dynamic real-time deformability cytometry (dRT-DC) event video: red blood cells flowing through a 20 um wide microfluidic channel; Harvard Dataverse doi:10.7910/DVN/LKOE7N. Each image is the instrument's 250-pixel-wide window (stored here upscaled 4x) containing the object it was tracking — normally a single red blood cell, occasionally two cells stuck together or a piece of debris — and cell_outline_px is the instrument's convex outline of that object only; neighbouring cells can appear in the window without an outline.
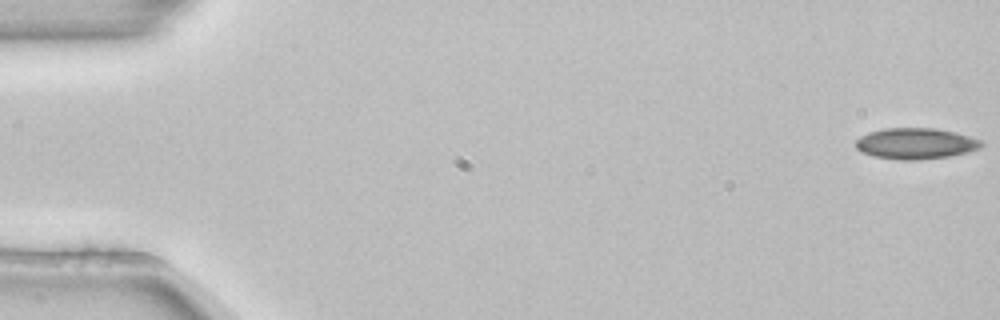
{"species": "common noctule bat (a hibernating species)", "species_latin": "Nyctalus noctula", "temperature_condition": "room temperature", "stored_images_in_passage": 54, "camera_frame_rate_fps": 3000, "um_per_image_px": 0.085, "animal": {"sex": "female", "body_mass_g": 22.7, "forearm_length_mm": 54.2}, "frame": {"image": 1, "passage_image": 1, "time_ms": 0.0, "image_size_px": [1000, 320], "cell_outline_px": [[984, 144], [980, 148], [968, 152], [948, 156], [920, 160], [904, 160], [876, 156], [864, 152], [856, 148], [856, 140], [860, 136], [868, 132], [884, 128], [936, 128], [956, 132], [984, 140]], "centroid_in_image_um": [77.89, 12.18], "position_along_channel_um": 7.1, "area_um2": 22.77}}
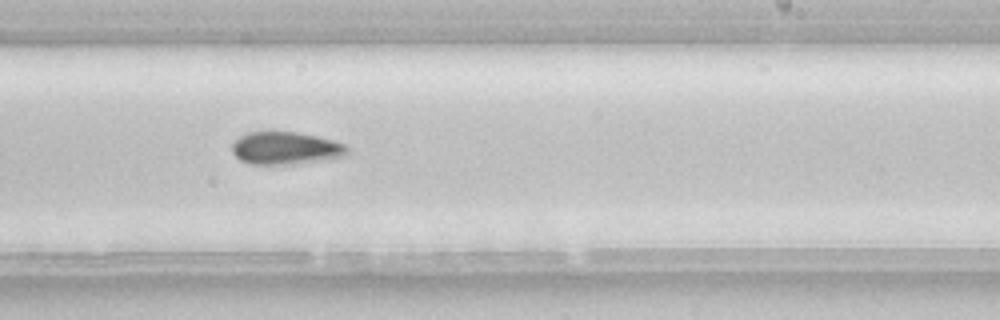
{"frame": {"image": 2, "passage_image": 33, "time_ms": 10.667, "image_size_px": [1000, 320], "cell_outline_px": [[348, 152], [344, 156], [300, 164], [252, 164], [240, 160], [232, 152], [232, 144], [240, 136], [248, 132], [296, 132], [316, 136], [332, 140], [344, 144], [348, 148]], "centroid_in_image_um": [24.27, 12.6], "position_along_channel_um": 264.7, "area_um2": 21.79}}
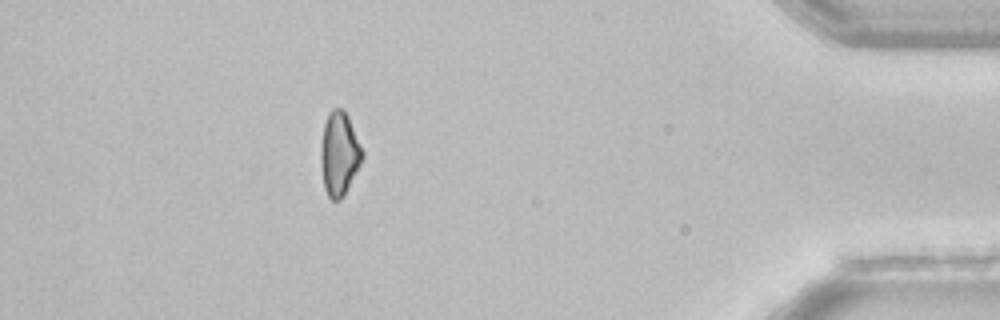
{"frame": {"image": 3, "passage_image": 48, "time_ms": 15.667, "image_size_px": [1000, 320], "cell_outline_px": [[364, 156], [344, 196], [340, 200], [332, 200], [328, 196], [324, 188], [320, 160], [320, 152], [324, 124], [328, 112], [332, 108], [344, 108], [348, 116], [364, 152]], "centroid_in_image_um": [28.83, 13.05], "position_along_channel_um": 406.4, "area_um2": 20.35}, "authors_computed_cell_mechanics": {"area_um2": 22.7154, "velocity_mm_per_s": 3.8613, "shape_relaxation_time_tau1_ms": 4.1129, "shape_relaxation_time_tau2_ms": null, "deformation_change_tau1": 0.0649, "deformation_change_tau2": null}}